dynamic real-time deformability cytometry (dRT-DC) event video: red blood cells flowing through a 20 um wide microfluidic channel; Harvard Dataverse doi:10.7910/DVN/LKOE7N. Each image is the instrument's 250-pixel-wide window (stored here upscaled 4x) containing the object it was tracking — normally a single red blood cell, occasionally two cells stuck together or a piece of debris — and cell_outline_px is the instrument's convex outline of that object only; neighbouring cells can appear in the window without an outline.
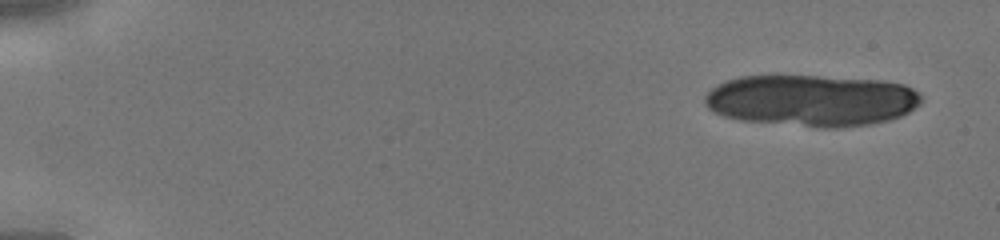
{"species": "human", "species_latin": "Homo sapiens", "temperature_condition": "cold", "stored_images_in_passage": 13, "camera_frame_rate_fps": 3000, "um_per_image_px": 0.085, "donor": {"sex": "male"}, "frame": {"image": 1, "passage_image": 1, "time_ms": 0.0, "image_size_px": [1000, 240], "cell_outline_px": [[920, 104], [908, 112], [900, 116], [888, 120], [868, 124], [840, 128], [816, 128], [740, 120], [724, 116], [712, 112], [704, 104], [704, 96], [716, 84], [740, 76], [816, 76], [884, 80], [904, 84], [912, 88], [920, 96]], "centroid_in_image_um": [68.95, 8.55], "position_along_channel_um": 16.1, "area_um2": 65.49}}